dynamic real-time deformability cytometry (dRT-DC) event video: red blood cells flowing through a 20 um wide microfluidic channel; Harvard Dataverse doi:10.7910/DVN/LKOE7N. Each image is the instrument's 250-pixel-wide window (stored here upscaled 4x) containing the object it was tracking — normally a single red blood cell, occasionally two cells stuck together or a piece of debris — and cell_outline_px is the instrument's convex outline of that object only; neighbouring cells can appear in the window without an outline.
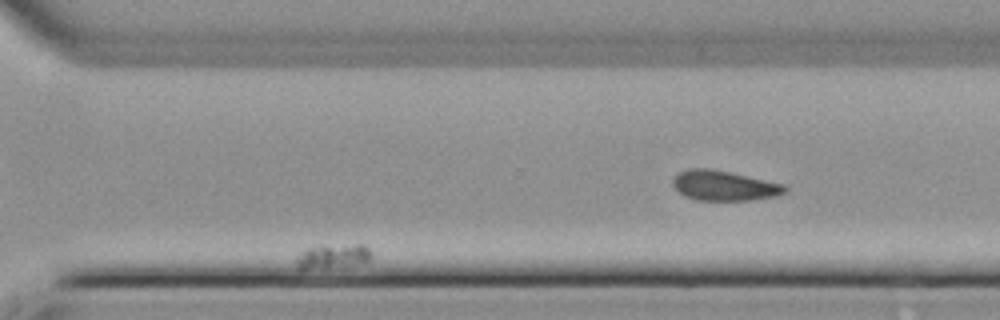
{"species": "common noctule bat (a hibernating species)", "species_latin": "Nyctalus noctula", "temperature_condition": "cold", "stored_images_in_passage": 40, "segment_of_instrument_passage": [2, 2], "camera_frame_rate_fps": 3000, "um_per_image_px": 0.085, "animal": {"sex": "female", "body_mass_g": 22.7, "forearm_length_mm": 54.2}, "frame": {"image": 1, "passage_image": 36, "time_ms": 11.667, "image_size_px": [1000, 320], "cell_outline_px": [[372, 256], [368, 260], [352, 264], [324, 268], [300, 268], [296, 264], [296, 260], [300, 252], [308, 248], [320, 244], [364, 244], [372, 252]], "centroid_in_image_um": [28.3, 21.73], "position_along_channel_um": 342.3, "area_um2": 10.64}}